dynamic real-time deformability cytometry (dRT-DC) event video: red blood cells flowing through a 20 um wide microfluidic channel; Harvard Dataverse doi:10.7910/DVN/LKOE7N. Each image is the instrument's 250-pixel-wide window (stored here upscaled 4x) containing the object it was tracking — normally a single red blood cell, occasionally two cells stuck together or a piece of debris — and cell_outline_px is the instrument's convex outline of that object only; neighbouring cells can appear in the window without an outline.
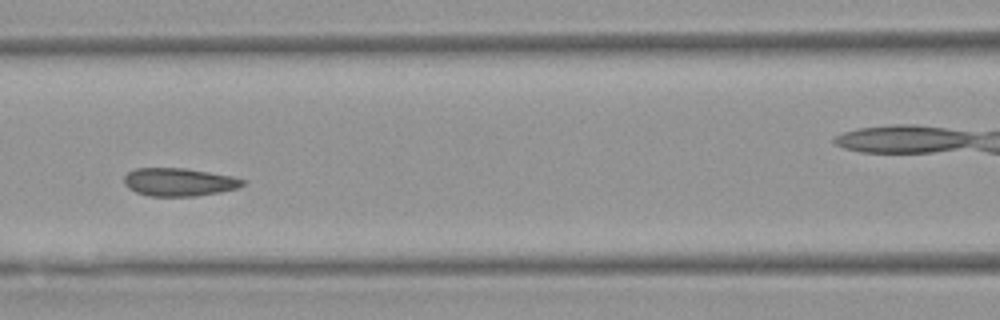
{"species": "Egyptian fruit bat (a non-hibernating species)", "species_latin": "Rousettus aegyptiacus", "temperature_condition": "warm", "stored_images_in_passage": 7, "camera_frame_rate_fps": 3000, "um_per_image_px": 0.085, "animal": {"sex": "female"}, "frame": {"image": 1, "passage_image": 6, "time_ms": 6.0, "image_size_px": [1000, 320], "cell_outline_px": [[248, 180], [244, 184], [236, 188], [220, 192], [196, 196], [148, 196], [136, 192], [128, 188], [124, 184], [124, 176], [128, 172], [136, 168], [184, 168], [232, 176]], "centroid_in_image_um": [15.21, 15.47], "position_along_channel_um": 151.4, "area_um2": 19.42}}